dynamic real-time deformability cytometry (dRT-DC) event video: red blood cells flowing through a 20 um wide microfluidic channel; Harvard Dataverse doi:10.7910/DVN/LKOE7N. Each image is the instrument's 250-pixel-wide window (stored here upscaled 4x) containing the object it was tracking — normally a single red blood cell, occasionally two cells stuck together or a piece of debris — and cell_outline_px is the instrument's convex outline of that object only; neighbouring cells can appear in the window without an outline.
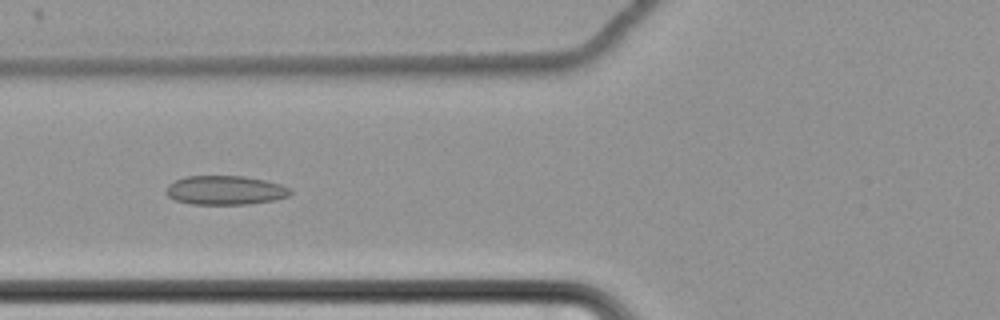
{"species": "common noctule bat (a hibernating species)", "species_latin": "Nyctalus noctula", "temperature_condition": "cold", "stored_images_in_passage": 65, "camera_frame_rate_fps": 3000, "um_per_image_px": 0.085, "animal": {"sex": "female", "body_mass_g": 22.7, "forearm_length_mm": 54.2}, "frame": {"image": 1, "passage_image": 29, "time_ms": 9.333, "image_size_px": [1000, 320], "cell_outline_px": [[292, 192], [288, 196], [276, 200], [248, 204], [192, 204], [176, 200], [168, 196], [164, 192], [168, 184], [184, 176], [244, 176], [264, 180], [280, 184], [288, 188]], "centroid_in_image_um": [19.12, 16.17], "position_along_channel_um": 106.7, "area_um2": 21.04}}
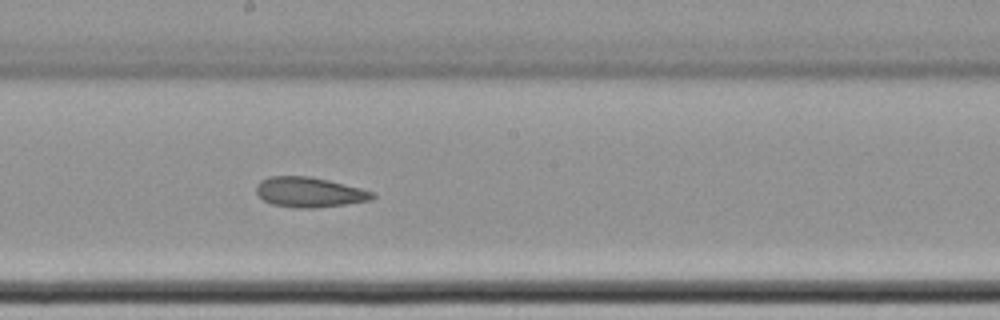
{"frame": {"image": 2, "passage_image": 39, "time_ms": 12.667, "image_size_px": [1000, 320], "cell_outline_px": [[376, 196], [372, 200], [348, 204], [312, 208], [296, 208], [272, 204], [264, 200], [256, 192], [256, 184], [260, 180], [268, 176], [312, 176], [360, 188], [372, 192]], "centroid_in_image_um": [26.28, 16.33], "position_along_channel_um": 221.9, "area_um2": 20.4}}
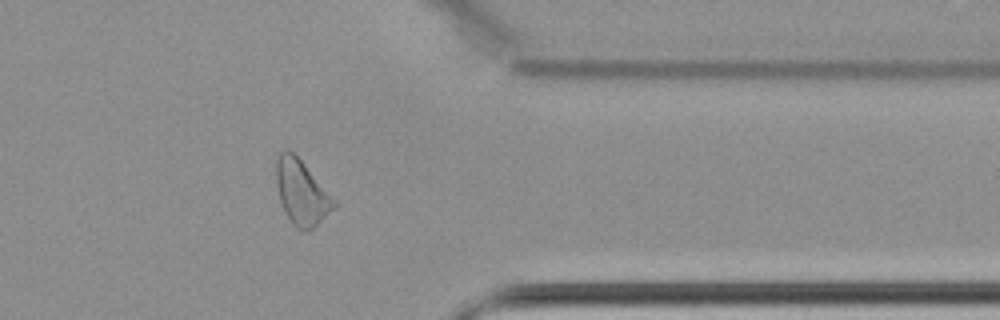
{"frame": {"image": 3, "passage_image": 54, "time_ms": 17.667, "image_size_px": [1000, 320], "cell_outline_px": [[336, 204], [308, 232], [304, 232], [296, 228], [292, 224], [284, 212], [280, 200], [276, 184], [276, 160], [280, 152], [288, 148], [304, 164], [336, 200]], "centroid_in_image_um": [25.59, 16.36], "position_along_channel_um": 385.8, "area_um2": 21.44}, "authors_computed_cell_mechanics": {"area_um2": 23.12, "velocity_mm_per_s": 3.4626, "shape_relaxation_time_tau1_ms": null, "shape_relaxation_time_tau2_ms": 2.2162, "deformation_change_tau1": null, "deformation_change_tau2": 0.0861}}